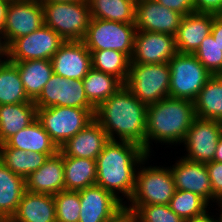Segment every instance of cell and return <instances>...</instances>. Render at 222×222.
Instances as JSON below:
<instances>
[{"label":"cell","mask_w":222,"mask_h":222,"mask_svg":"<svg viewBox=\"0 0 222 222\" xmlns=\"http://www.w3.org/2000/svg\"><path fill=\"white\" fill-rule=\"evenodd\" d=\"M147 156L148 154L137 143L109 140L96 158V185L126 204L122 197L127 198L129 202L134 192L138 166Z\"/></svg>","instance_id":"6da1fadb"},{"label":"cell","mask_w":222,"mask_h":222,"mask_svg":"<svg viewBox=\"0 0 222 222\" xmlns=\"http://www.w3.org/2000/svg\"><path fill=\"white\" fill-rule=\"evenodd\" d=\"M94 117L110 140L131 141L145 151L147 105L125 85L96 108Z\"/></svg>","instance_id":"7a4b0ae2"},{"label":"cell","mask_w":222,"mask_h":222,"mask_svg":"<svg viewBox=\"0 0 222 222\" xmlns=\"http://www.w3.org/2000/svg\"><path fill=\"white\" fill-rule=\"evenodd\" d=\"M196 118L194 102L190 100L166 97L148 105L145 152L152 155V141L181 145Z\"/></svg>","instance_id":"3957f363"},{"label":"cell","mask_w":222,"mask_h":222,"mask_svg":"<svg viewBox=\"0 0 222 222\" xmlns=\"http://www.w3.org/2000/svg\"><path fill=\"white\" fill-rule=\"evenodd\" d=\"M148 158L150 155L144 158L136 172L134 192L129 199L130 202L126 204L131 210L138 205H168L176 191L170 167L157 165L145 167Z\"/></svg>","instance_id":"277c9868"},{"label":"cell","mask_w":222,"mask_h":222,"mask_svg":"<svg viewBox=\"0 0 222 222\" xmlns=\"http://www.w3.org/2000/svg\"><path fill=\"white\" fill-rule=\"evenodd\" d=\"M44 24L65 41H83L92 19L89 4L84 1L42 3Z\"/></svg>","instance_id":"5b68a950"},{"label":"cell","mask_w":222,"mask_h":222,"mask_svg":"<svg viewBox=\"0 0 222 222\" xmlns=\"http://www.w3.org/2000/svg\"><path fill=\"white\" fill-rule=\"evenodd\" d=\"M125 86L147 106L157 103L169 97V64H141L131 61Z\"/></svg>","instance_id":"8992f818"},{"label":"cell","mask_w":222,"mask_h":222,"mask_svg":"<svg viewBox=\"0 0 222 222\" xmlns=\"http://www.w3.org/2000/svg\"><path fill=\"white\" fill-rule=\"evenodd\" d=\"M95 110L63 106L37 108V120L60 148L95 119Z\"/></svg>","instance_id":"52a82bcc"},{"label":"cell","mask_w":222,"mask_h":222,"mask_svg":"<svg viewBox=\"0 0 222 222\" xmlns=\"http://www.w3.org/2000/svg\"><path fill=\"white\" fill-rule=\"evenodd\" d=\"M170 67L169 97L194 101L212 76L194 54L176 53Z\"/></svg>","instance_id":"ba28073f"},{"label":"cell","mask_w":222,"mask_h":222,"mask_svg":"<svg viewBox=\"0 0 222 222\" xmlns=\"http://www.w3.org/2000/svg\"><path fill=\"white\" fill-rule=\"evenodd\" d=\"M135 24L92 18L84 37L89 51L116 50L133 56Z\"/></svg>","instance_id":"9c48e42d"},{"label":"cell","mask_w":222,"mask_h":222,"mask_svg":"<svg viewBox=\"0 0 222 222\" xmlns=\"http://www.w3.org/2000/svg\"><path fill=\"white\" fill-rule=\"evenodd\" d=\"M65 40L45 24L8 45V61L51 60Z\"/></svg>","instance_id":"30bf717a"},{"label":"cell","mask_w":222,"mask_h":222,"mask_svg":"<svg viewBox=\"0 0 222 222\" xmlns=\"http://www.w3.org/2000/svg\"><path fill=\"white\" fill-rule=\"evenodd\" d=\"M37 108L53 106L96 109L87 99L83 80H68L53 74L39 97L34 101Z\"/></svg>","instance_id":"8fae6325"},{"label":"cell","mask_w":222,"mask_h":222,"mask_svg":"<svg viewBox=\"0 0 222 222\" xmlns=\"http://www.w3.org/2000/svg\"><path fill=\"white\" fill-rule=\"evenodd\" d=\"M44 25L43 7L38 0H10L2 29L9 45Z\"/></svg>","instance_id":"7c38bea8"},{"label":"cell","mask_w":222,"mask_h":222,"mask_svg":"<svg viewBox=\"0 0 222 222\" xmlns=\"http://www.w3.org/2000/svg\"><path fill=\"white\" fill-rule=\"evenodd\" d=\"M221 135V121L196 118L183 141L187 151L183 157L193 162H212Z\"/></svg>","instance_id":"4fadbf2b"},{"label":"cell","mask_w":222,"mask_h":222,"mask_svg":"<svg viewBox=\"0 0 222 222\" xmlns=\"http://www.w3.org/2000/svg\"><path fill=\"white\" fill-rule=\"evenodd\" d=\"M175 36L166 33L136 31L133 63H168L177 53Z\"/></svg>","instance_id":"5bb4252c"},{"label":"cell","mask_w":222,"mask_h":222,"mask_svg":"<svg viewBox=\"0 0 222 222\" xmlns=\"http://www.w3.org/2000/svg\"><path fill=\"white\" fill-rule=\"evenodd\" d=\"M183 15L155 0H137L135 27L138 31L166 33L176 36Z\"/></svg>","instance_id":"9a60e30c"},{"label":"cell","mask_w":222,"mask_h":222,"mask_svg":"<svg viewBox=\"0 0 222 222\" xmlns=\"http://www.w3.org/2000/svg\"><path fill=\"white\" fill-rule=\"evenodd\" d=\"M53 74L82 80L92 69L91 52L83 41H65L51 58Z\"/></svg>","instance_id":"2e32d148"},{"label":"cell","mask_w":222,"mask_h":222,"mask_svg":"<svg viewBox=\"0 0 222 222\" xmlns=\"http://www.w3.org/2000/svg\"><path fill=\"white\" fill-rule=\"evenodd\" d=\"M79 222H104L124 204L98 185L79 190Z\"/></svg>","instance_id":"e0dca14e"},{"label":"cell","mask_w":222,"mask_h":222,"mask_svg":"<svg viewBox=\"0 0 222 222\" xmlns=\"http://www.w3.org/2000/svg\"><path fill=\"white\" fill-rule=\"evenodd\" d=\"M170 169L176 190L193 192L208 203L212 202V185L205 163L193 162L181 157L175 165L170 166Z\"/></svg>","instance_id":"ac0fdd59"},{"label":"cell","mask_w":222,"mask_h":222,"mask_svg":"<svg viewBox=\"0 0 222 222\" xmlns=\"http://www.w3.org/2000/svg\"><path fill=\"white\" fill-rule=\"evenodd\" d=\"M109 140L106 131L94 119L64 143L59 151L63 156L96 160Z\"/></svg>","instance_id":"d6986e66"},{"label":"cell","mask_w":222,"mask_h":222,"mask_svg":"<svg viewBox=\"0 0 222 222\" xmlns=\"http://www.w3.org/2000/svg\"><path fill=\"white\" fill-rule=\"evenodd\" d=\"M26 190L47 195L65 190L64 159L60 151L49 156L41 167L26 178Z\"/></svg>","instance_id":"ffe728a7"},{"label":"cell","mask_w":222,"mask_h":222,"mask_svg":"<svg viewBox=\"0 0 222 222\" xmlns=\"http://www.w3.org/2000/svg\"><path fill=\"white\" fill-rule=\"evenodd\" d=\"M214 14L191 13L183 16L175 36L178 53L193 54L211 34Z\"/></svg>","instance_id":"44dd1931"},{"label":"cell","mask_w":222,"mask_h":222,"mask_svg":"<svg viewBox=\"0 0 222 222\" xmlns=\"http://www.w3.org/2000/svg\"><path fill=\"white\" fill-rule=\"evenodd\" d=\"M53 195L27 191L22 195L17 210L8 222H56Z\"/></svg>","instance_id":"7402d4cb"},{"label":"cell","mask_w":222,"mask_h":222,"mask_svg":"<svg viewBox=\"0 0 222 222\" xmlns=\"http://www.w3.org/2000/svg\"><path fill=\"white\" fill-rule=\"evenodd\" d=\"M0 148H15L45 154H56L59 151L37 119L0 144Z\"/></svg>","instance_id":"603a6c76"},{"label":"cell","mask_w":222,"mask_h":222,"mask_svg":"<svg viewBox=\"0 0 222 222\" xmlns=\"http://www.w3.org/2000/svg\"><path fill=\"white\" fill-rule=\"evenodd\" d=\"M37 119L34 102L0 105V144Z\"/></svg>","instance_id":"cb8c5ba5"},{"label":"cell","mask_w":222,"mask_h":222,"mask_svg":"<svg viewBox=\"0 0 222 222\" xmlns=\"http://www.w3.org/2000/svg\"><path fill=\"white\" fill-rule=\"evenodd\" d=\"M25 192L26 179L13 173L0 161V215L7 221L15 214Z\"/></svg>","instance_id":"d4e9b609"},{"label":"cell","mask_w":222,"mask_h":222,"mask_svg":"<svg viewBox=\"0 0 222 222\" xmlns=\"http://www.w3.org/2000/svg\"><path fill=\"white\" fill-rule=\"evenodd\" d=\"M13 63L17 66L28 98L35 101L53 75L51 60H27Z\"/></svg>","instance_id":"484cf974"},{"label":"cell","mask_w":222,"mask_h":222,"mask_svg":"<svg viewBox=\"0 0 222 222\" xmlns=\"http://www.w3.org/2000/svg\"><path fill=\"white\" fill-rule=\"evenodd\" d=\"M193 102L197 118L222 122V77L212 75Z\"/></svg>","instance_id":"4316f807"},{"label":"cell","mask_w":222,"mask_h":222,"mask_svg":"<svg viewBox=\"0 0 222 222\" xmlns=\"http://www.w3.org/2000/svg\"><path fill=\"white\" fill-rule=\"evenodd\" d=\"M66 191H79L96 185V160L63 156Z\"/></svg>","instance_id":"83f0119b"},{"label":"cell","mask_w":222,"mask_h":222,"mask_svg":"<svg viewBox=\"0 0 222 222\" xmlns=\"http://www.w3.org/2000/svg\"><path fill=\"white\" fill-rule=\"evenodd\" d=\"M82 80L86 97L95 108L125 85L119 78L93 68Z\"/></svg>","instance_id":"f1b7e54d"},{"label":"cell","mask_w":222,"mask_h":222,"mask_svg":"<svg viewBox=\"0 0 222 222\" xmlns=\"http://www.w3.org/2000/svg\"><path fill=\"white\" fill-rule=\"evenodd\" d=\"M91 17L135 24L137 0H87Z\"/></svg>","instance_id":"f546056e"},{"label":"cell","mask_w":222,"mask_h":222,"mask_svg":"<svg viewBox=\"0 0 222 222\" xmlns=\"http://www.w3.org/2000/svg\"><path fill=\"white\" fill-rule=\"evenodd\" d=\"M52 155L54 154L26 152L15 148H0V161L13 173L25 179L41 167Z\"/></svg>","instance_id":"4dcf8cb0"},{"label":"cell","mask_w":222,"mask_h":222,"mask_svg":"<svg viewBox=\"0 0 222 222\" xmlns=\"http://www.w3.org/2000/svg\"><path fill=\"white\" fill-rule=\"evenodd\" d=\"M31 101L23 87L17 66L10 61L0 63V105Z\"/></svg>","instance_id":"1f68e13d"},{"label":"cell","mask_w":222,"mask_h":222,"mask_svg":"<svg viewBox=\"0 0 222 222\" xmlns=\"http://www.w3.org/2000/svg\"><path fill=\"white\" fill-rule=\"evenodd\" d=\"M92 68L119 78L124 84L127 81L131 58L116 50L90 51Z\"/></svg>","instance_id":"d6a6232c"},{"label":"cell","mask_w":222,"mask_h":222,"mask_svg":"<svg viewBox=\"0 0 222 222\" xmlns=\"http://www.w3.org/2000/svg\"><path fill=\"white\" fill-rule=\"evenodd\" d=\"M168 205L174 213L187 220L208 210L209 203L196 193L176 190Z\"/></svg>","instance_id":"836d02e7"},{"label":"cell","mask_w":222,"mask_h":222,"mask_svg":"<svg viewBox=\"0 0 222 222\" xmlns=\"http://www.w3.org/2000/svg\"><path fill=\"white\" fill-rule=\"evenodd\" d=\"M56 222H79L80 197L78 191H60L53 195Z\"/></svg>","instance_id":"e575fe53"},{"label":"cell","mask_w":222,"mask_h":222,"mask_svg":"<svg viewBox=\"0 0 222 222\" xmlns=\"http://www.w3.org/2000/svg\"><path fill=\"white\" fill-rule=\"evenodd\" d=\"M193 54L211 75H219L222 72V50L212 34L204 38Z\"/></svg>","instance_id":"d590c367"},{"label":"cell","mask_w":222,"mask_h":222,"mask_svg":"<svg viewBox=\"0 0 222 222\" xmlns=\"http://www.w3.org/2000/svg\"><path fill=\"white\" fill-rule=\"evenodd\" d=\"M136 222H185L169 205H138L134 210Z\"/></svg>","instance_id":"8d00e7d4"},{"label":"cell","mask_w":222,"mask_h":222,"mask_svg":"<svg viewBox=\"0 0 222 222\" xmlns=\"http://www.w3.org/2000/svg\"><path fill=\"white\" fill-rule=\"evenodd\" d=\"M206 168L212 185V202H217L222 198V162H208Z\"/></svg>","instance_id":"74e56055"},{"label":"cell","mask_w":222,"mask_h":222,"mask_svg":"<svg viewBox=\"0 0 222 222\" xmlns=\"http://www.w3.org/2000/svg\"><path fill=\"white\" fill-rule=\"evenodd\" d=\"M194 12L222 15V0H193Z\"/></svg>","instance_id":"f35d334b"},{"label":"cell","mask_w":222,"mask_h":222,"mask_svg":"<svg viewBox=\"0 0 222 222\" xmlns=\"http://www.w3.org/2000/svg\"><path fill=\"white\" fill-rule=\"evenodd\" d=\"M165 7L177 11L183 16L194 13L193 0H155Z\"/></svg>","instance_id":"ab89813d"},{"label":"cell","mask_w":222,"mask_h":222,"mask_svg":"<svg viewBox=\"0 0 222 222\" xmlns=\"http://www.w3.org/2000/svg\"><path fill=\"white\" fill-rule=\"evenodd\" d=\"M104 222H136V215L133 210L125 204Z\"/></svg>","instance_id":"60d3db41"},{"label":"cell","mask_w":222,"mask_h":222,"mask_svg":"<svg viewBox=\"0 0 222 222\" xmlns=\"http://www.w3.org/2000/svg\"><path fill=\"white\" fill-rule=\"evenodd\" d=\"M211 34L222 50V15H215L212 23Z\"/></svg>","instance_id":"b9f144b4"},{"label":"cell","mask_w":222,"mask_h":222,"mask_svg":"<svg viewBox=\"0 0 222 222\" xmlns=\"http://www.w3.org/2000/svg\"><path fill=\"white\" fill-rule=\"evenodd\" d=\"M214 216L209 215V212L206 210L201 215L195 216L193 218L185 220V222H219V219L214 218Z\"/></svg>","instance_id":"7bdbcfd3"},{"label":"cell","mask_w":222,"mask_h":222,"mask_svg":"<svg viewBox=\"0 0 222 222\" xmlns=\"http://www.w3.org/2000/svg\"><path fill=\"white\" fill-rule=\"evenodd\" d=\"M7 60H8V45L5 41L3 32L0 31V63L5 62Z\"/></svg>","instance_id":"ee69618b"},{"label":"cell","mask_w":222,"mask_h":222,"mask_svg":"<svg viewBox=\"0 0 222 222\" xmlns=\"http://www.w3.org/2000/svg\"><path fill=\"white\" fill-rule=\"evenodd\" d=\"M9 2L10 0H0V31H2L5 24L6 11H7Z\"/></svg>","instance_id":"f6af8a7d"},{"label":"cell","mask_w":222,"mask_h":222,"mask_svg":"<svg viewBox=\"0 0 222 222\" xmlns=\"http://www.w3.org/2000/svg\"><path fill=\"white\" fill-rule=\"evenodd\" d=\"M213 161L222 162V135L218 140Z\"/></svg>","instance_id":"bcb514c9"},{"label":"cell","mask_w":222,"mask_h":222,"mask_svg":"<svg viewBox=\"0 0 222 222\" xmlns=\"http://www.w3.org/2000/svg\"><path fill=\"white\" fill-rule=\"evenodd\" d=\"M40 3H59V2H70V1H84V0H38Z\"/></svg>","instance_id":"7dc6e473"},{"label":"cell","mask_w":222,"mask_h":222,"mask_svg":"<svg viewBox=\"0 0 222 222\" xmlns=\"http://www.w3.org/2000/svg\"><path fill=\"white\" fill-rule=\"evenodd\" d=\"M218 208H220L221 209V212H220V214H219V222H222V204H218Z\"/></svg>","instance_id":"c3c4849f"},{"label":"cell","mask_w":222,"mask_h":222,"mask_svg":"<svg viewBox=\"0 0 222 222\" xmlns=\"http://www.w3.org/2000/svg\"><path fill=\"white\" fill-rule=\"evenodd\" d=\"M0 222H8L2 215H0Z\"/></svg>","instance_id":"681fc988"},{"label":"cell","mask_w":222,"mask_h":222,"mask_svg":"<svg viewBox=\"0 0 222 222\" xmlns=\"http://www.w3.org/2000/svg\"><path fill=\"white\" fill-rule=\"evenodd\" d=\"M217 204H222V198L216 202Z\"/></svg>","instance_id":"f907efd6"}]
</instances>
